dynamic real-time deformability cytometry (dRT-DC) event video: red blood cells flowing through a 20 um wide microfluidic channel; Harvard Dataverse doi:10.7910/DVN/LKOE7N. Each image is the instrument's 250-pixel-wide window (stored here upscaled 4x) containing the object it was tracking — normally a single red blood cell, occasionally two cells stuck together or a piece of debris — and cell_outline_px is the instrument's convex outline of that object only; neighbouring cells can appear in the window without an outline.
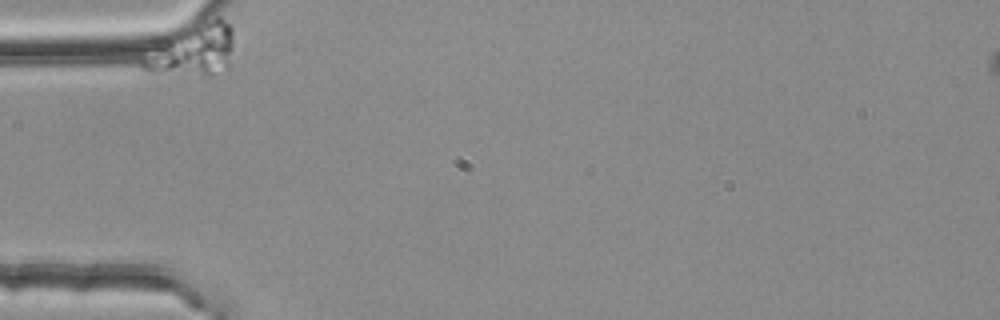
{"species": "common noctule bat (a hibernating species)", "species_latin": "Nyctalus noctula", "temperature_condition": "room temperature", "stored_images_in_passage": 46, "segment_of_instrument_passage": [1, 2], "camera_frame_rate_fps": 3000, "um_per_image_px": 0.085, "animal": {"sex": "female", "body_mass_g": 25.1}, "frame": {"image": 1, "passage_image": 1, "time_ms": 0.0, "image_size_px": [1000, 320], "cell_outline_px": [[232, 48], [228, 68], [212, 76], [152, 76], [144, 72], [140, 68], [140, 56], [160, 44], [216, 16], [220, 16], [232, 28]], "centroid_in_image_um": [16.34, 4.41], "position_along_channel_um": 68.7, "area_um2": 27.51}}